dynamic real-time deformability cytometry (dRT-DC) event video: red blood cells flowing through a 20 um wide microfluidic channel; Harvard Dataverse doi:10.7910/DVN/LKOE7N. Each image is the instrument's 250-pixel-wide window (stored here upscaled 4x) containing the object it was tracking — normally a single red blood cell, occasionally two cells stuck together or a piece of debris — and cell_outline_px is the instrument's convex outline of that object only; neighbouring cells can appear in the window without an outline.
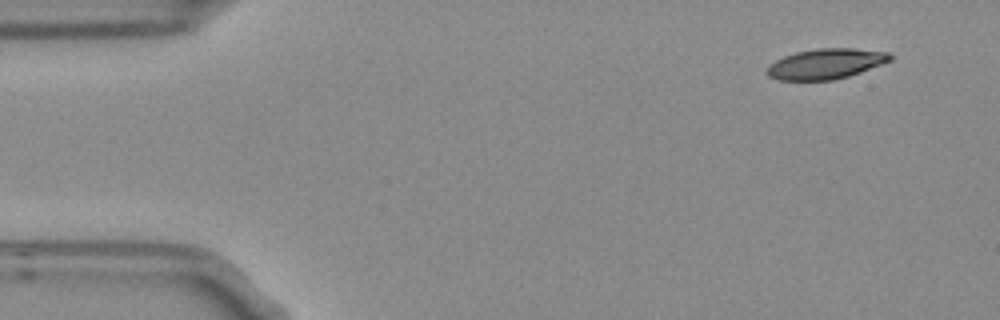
{"species": "Egyptian fruit bat (a non-hibernating species)", "species_latin": "Rousettus aegyptiacus", "temperature_condition": "room temperature", "stored_images_in_passage": 4, "camera_frame_rate_fps": 3000, "um_per_image_px": 0.085, "frame": {"image": 1, "passage_image": 1, "time_ms": 0.0, "image_size_px": [1000, 320], "cell_outline_px": [[892, 60], [860, 72], [848, 76], [832, 80], [776, 80], [768, 76], [764, 72], [764, 68], [768, 64], [784, 56], [796, 52], [816, 48], [852, 48], [888, 52], [892, 56]], "centroid_in_image_um": [70.13, 5.43], "position_along_channel_um": 14.9, "area_um2": 21.91}}
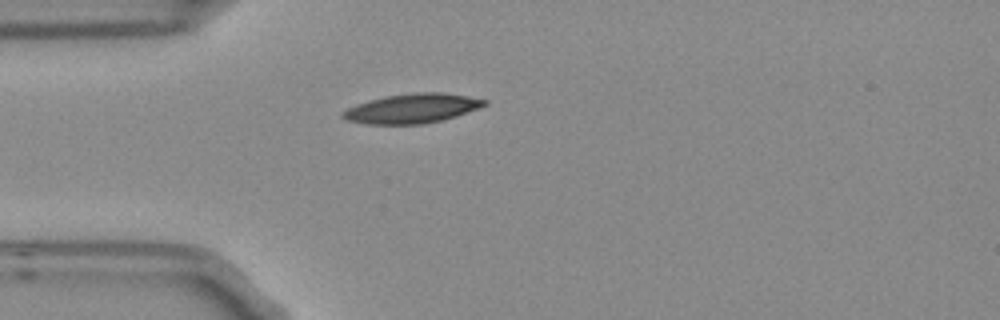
{"frame": {"image": 2, "passage_image": 4, "time_ms": 1.0, "image_size_px": [1000, 320], "cell_outline_px": [[488, 104], [480, 108], [456, 116], [440, 120], [420, 124], [364, 124], [344, 120], [340, 116], [340, 112], [356, 104], [368, 100], [384, 96], [412, 92], [444, 92], [468, 96], [488, 100]], "centroid_in_image_um": [35.0, 9.21], "position_along_channel_um": 50.0, "area_um2": 24.62}}